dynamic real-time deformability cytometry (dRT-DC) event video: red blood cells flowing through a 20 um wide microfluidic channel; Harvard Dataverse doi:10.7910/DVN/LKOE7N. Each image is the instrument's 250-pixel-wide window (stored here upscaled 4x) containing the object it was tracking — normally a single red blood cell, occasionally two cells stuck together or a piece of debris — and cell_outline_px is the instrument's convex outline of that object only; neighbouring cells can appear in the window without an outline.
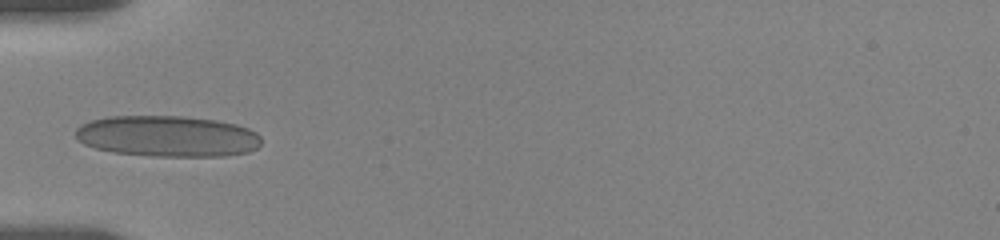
{"species": "human", "species_latin": "Homo sapiens", "temperature_condition": "room temperature", "stored_images_in_passage": 28, "camera_frame_rate_fps": 3000, "um_per_image_px": 0.085, "donor": {"sex": "female"}, "frame": {"image": 1, "passage_image": 1, "time_ms": 0.0, "image_size_px": [1000, 240], "cell_outline_px": [[260, 144], [256, 148], [248, 152], [224, 156], [152, 156], [112, 152], [96, 148], [84, 144], [76, 136], [76, 128], [80, 124], [92, 120], [108, 116], [184, 116], [216, 120], [236, 124], [248, 128], [256, 132], [260, 136]], "centroid_in_image_um": [14.24, 11.57], "position_along_channel_um": 70.8, "area_um2": 44.56}}
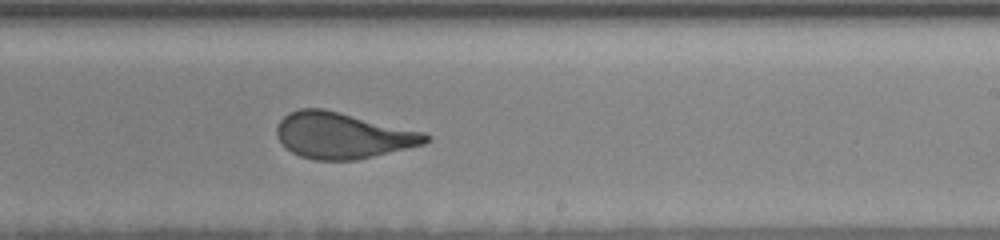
{"frame": {"image": 2, "passage_image": 15, "time_ms": 5.333, "image_size_px": [1000, 240], "cell_outline_px": [[432, 140], [424, 144], [356, 160], [316, 160], [300, 156], [292, 152], [276, 136], [276, 128], [280, 120], [288, 112], [300, 108], [324, 108], [424, 132], [432, 136]], "centroid_in_image_um": [29.13, 11.5], "position_along_channel_um": 259.9, "area_um2": 39.94}}
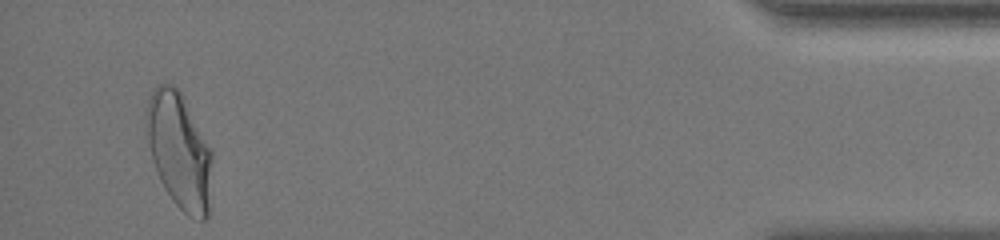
{"frame": {"image": 3, "passage_image": 27, "time_ms": 11.667, "image_size_px": [1000, 240], "cell_outline_px": [[212, 156], [208, 216], [204, 220], [200, 220], [188, 216], [172, 200], [164, 188], [160, 180], [152, 160], [148, 140], [144, 112], [148, 100], [152, 92], [160, 84], [172, 84], [180, 92], [212, 148]], "centroid_in_image_um": [15.24, 12.82], "position_along_channel_um": 420.0, "area_um2": 44.27}, "authors_computed_cell_mechanics": {"area_um2": 40.1421, "velocity_mm_per_s": 3.5415, "shape_relaxation_time_tau1_ms": 7.5935, "shape_relaxation_time_tau2_ms": null, "deformation_change_tau1": 0.2056, "deformation_change_tau2": null}}